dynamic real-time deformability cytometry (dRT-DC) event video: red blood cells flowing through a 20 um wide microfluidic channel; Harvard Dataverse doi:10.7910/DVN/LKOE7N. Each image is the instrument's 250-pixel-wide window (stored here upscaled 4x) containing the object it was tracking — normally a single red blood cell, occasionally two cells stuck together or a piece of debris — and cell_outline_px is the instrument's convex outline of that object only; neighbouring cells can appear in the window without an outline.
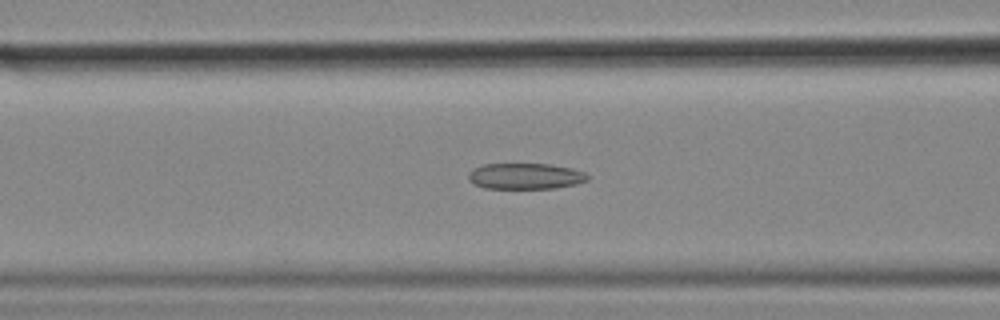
{"species": "common noctule bat (a hibernating species)", "species_latin": "Nyctalus noctula", "temperature_condition": "cold", "stored_images_in_passage": 56, "camera_frame_rate_fps": 3000, "um_per_image_px": 0.085, "animal": {"sex": "female", "body_mass_g": 18.4}, "frame": {"image": 1, "passage_image": 22, "time_ms": 7.0, "image_size_px": [1000, 320], "cell_outline_px": [[588, 180], [576, 184], [556, 188], [484, 188], [468, 180], [468, 172], [484, 164], [548, 164], [572, 168], [584, 172], [588, 176]], "centroid_in_image_um": [44.66, 14.97], "position_along_channel_um": 121.9, "area_um2": 17.92}}
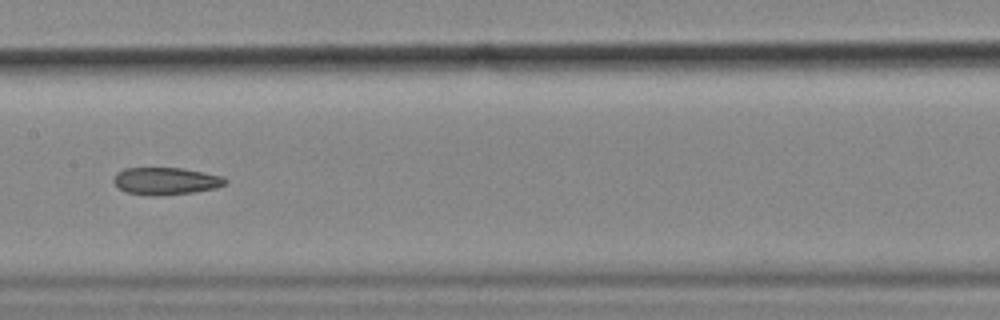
{"frame": {"image": 2, "passage_image": 28, "time_ms": 9.0, "image_size_px": [1000, 320], "cell_outline_px": [[228, 180], [224, 184], [216, 188], [192, 192], [164, 196], [148, 196], [128, 192], [120, 188], [112, 180], [116, 172], [124, 168], [180, 168], [204, 172], [224, 176]], "centroid_in_image_um": [14.09, 15.39], "position_along_channel_um": 193.3, "area_um2": 17.86}}
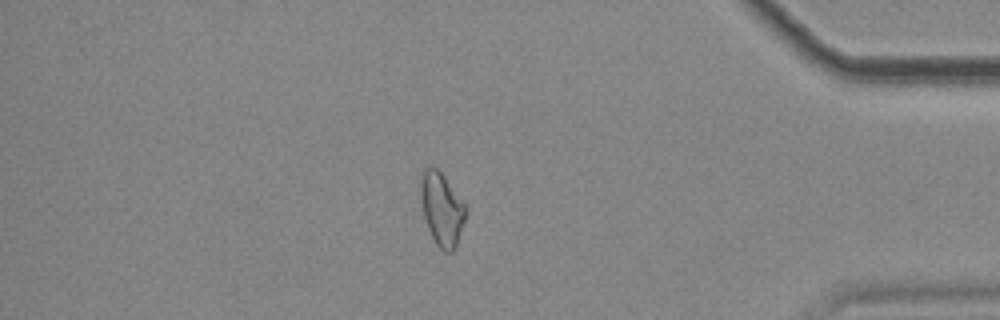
{"frame": {"image": 3, "passage_image": 48, "time_ms": 15.667, "image_size_px": [1000, 320], "cell_outline_px": [[464, 220], [456, 244], [452, 252], [444, 252], [436, 244], [428, 228], [424, 216], [420, 192], [420, 180], [424, 172], [428, 168], [436, 168], [444, 176], [464, 204]], "centroid_in_image_um": [37.53, 17.79], "position_along_channel_um": 397.7, "area_um2": 18.32}, "authors_computed_cell_mechanics": {"area_um2": 19.0451, "velocity_mm_per_s": 3.579, "shape_relaxation_time_tau1_ms": null, "shape_relaxation_time_tau2_ms": 4.8747, "deformation_change_tau1": null, "deformation_change_tau2": 0.1298}}